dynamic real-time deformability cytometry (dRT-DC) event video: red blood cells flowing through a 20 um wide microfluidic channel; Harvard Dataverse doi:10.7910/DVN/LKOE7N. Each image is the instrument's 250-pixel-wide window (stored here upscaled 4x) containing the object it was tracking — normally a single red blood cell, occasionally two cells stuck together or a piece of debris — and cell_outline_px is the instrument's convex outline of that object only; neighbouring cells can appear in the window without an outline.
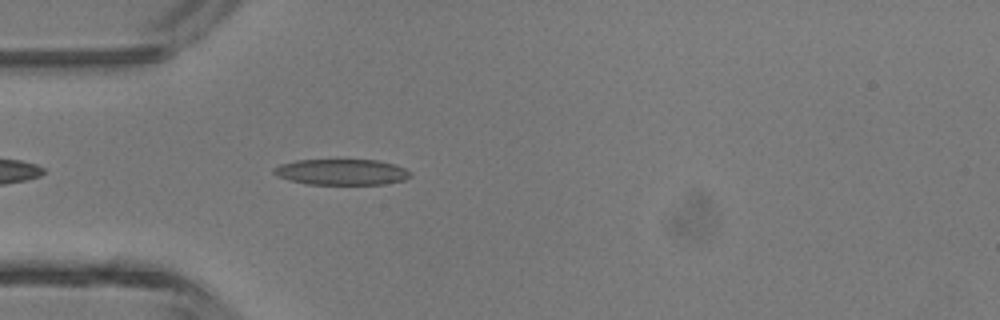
{"species": "common noctule bat (a hibernating species)", "species_latin": "Nyctalus noctula", "temperature_condition": "room temperature", "stored_images_in_passage": 23, "camera_frame_rate_fps": 3000, "um_per_image_px": 0.085, "animal": {"sex": "male", "body_mass_g": 13.3}, "frame": {"image": 1, "passage_image": 4, "time_ms": 1.0, "image_size_px": [1000, 320], "cell_outline_px": [[412, 176], [404, 180], [384, 184], [308, 184], [288, 180], [276, 176], [272, 172], [272, 168], [280, 164], [296, 160], [336, 156], [380, 160], [396, 164], [412, 172]], "centroid_in_image_um": [29.02, 14.55], "position_along_channel_um": 56.0, "area_um2": 22.02}}
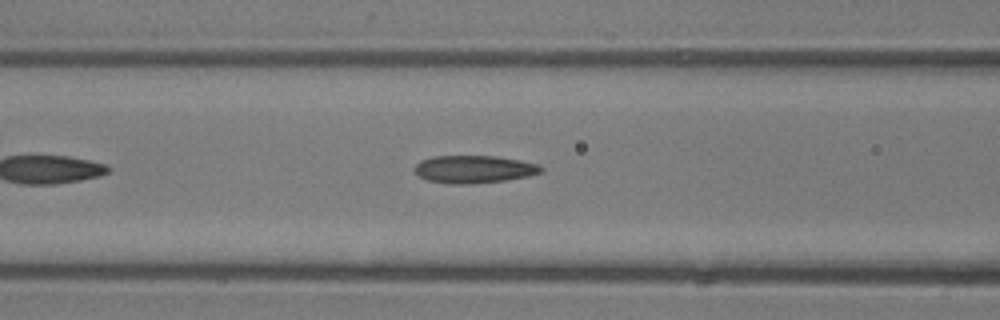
{"frame": {"image": 2, "passage_image": 9, "time_ms": 2.667, "image_size_px": [1000, 320], "cell_outline_px": [[544, 172], [528, 176], [504, 180], [472, 184], [448, 184], [428, 180], [420, 176], [416, 172], [416, 164], [420, 160], [432, 156], [496, 156], [520, 160], [536, 164], [544, 168]], "centroid_in_image_um": [40.3, 14.38], "position_along_channel_um": 126.3, "area_um2": 20.35}}
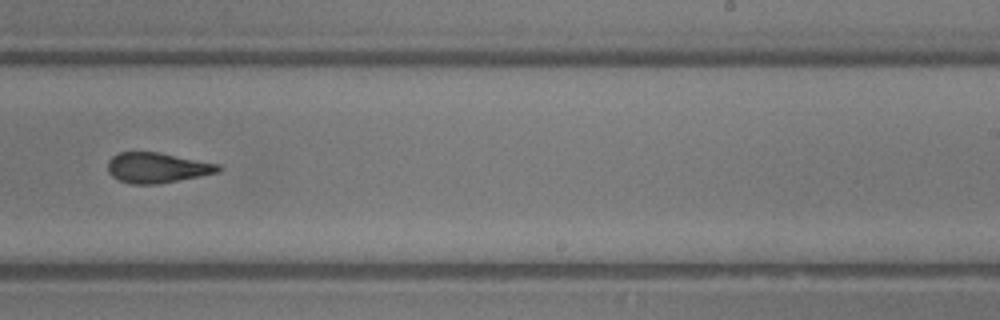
{"frame": {"image": 3, "passage_image": 19, "time_ms": 6.0, "image_size_px": [1000, 320], "cell_outline_px": [[224, 168], [220, 172], [200, 176], [156, 184], [132, 184], [120, 180], [112, 176], [108, 172], [108, 160], [112, 156], [120, 152], [160, 152], [220, 164]], "centroid_in_image_um": [13.39, 14.25], "position_along_channel_um": 275.6, "area_um2": 19.59}}